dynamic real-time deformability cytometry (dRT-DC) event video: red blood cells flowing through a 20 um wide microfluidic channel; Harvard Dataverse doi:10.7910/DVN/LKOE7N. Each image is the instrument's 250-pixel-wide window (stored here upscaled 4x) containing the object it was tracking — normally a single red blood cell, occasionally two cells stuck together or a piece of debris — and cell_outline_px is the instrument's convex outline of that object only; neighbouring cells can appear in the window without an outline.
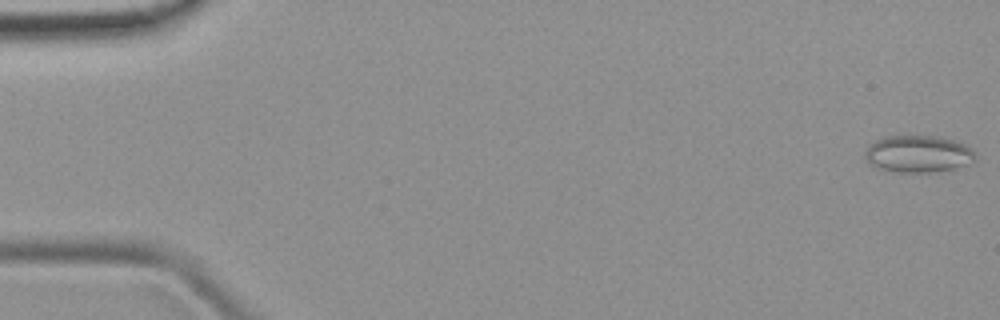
{"species": "common noctule bat (a hibernating species)", "species_latin": "Nyctalus noctula", "temperature_condition": "room temperature", "stored_images_in_passage": 49, "camera_frame_rate_fps": 3000, "um_per_image_px": 0.085, "animal": {"sex": "female", "body_mass_g": 19.9}, "frame": {"image": 1, "passage_image": 1, "time_ms": 0.0, "image_size_px": [1000, 320], "cell_outline_px": [[976, 160], [968, 164], [956, 168], [928, 172], [896, 172], [880, 168], [868, 164], [864, 156], [864, 152], [868, 144], [884, 136], [936, 136], [956, 140], [972, 148], [976, 156]], "centroid_in_image_um": [78.03, 13.07], "position_along_channel_um": 7.0, "area_um2": 24.04}}
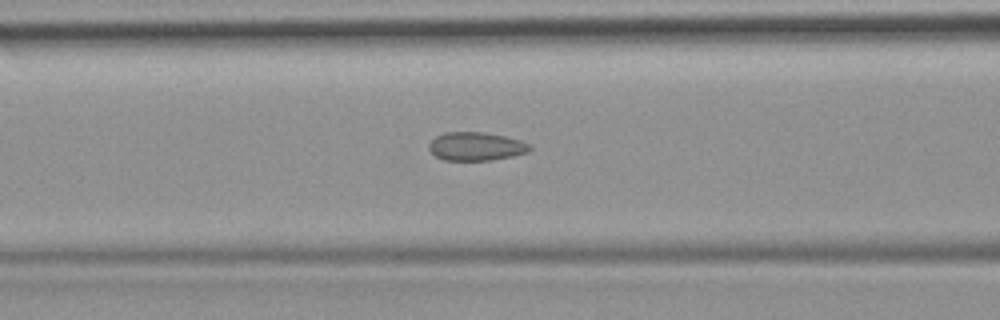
{"frame": {"image": 2, "passage_image": 20, "time_ms": 6.333, "image_size_px": [1000, 320], "cell_outline_px": [[532, 148], [528, 152], [512, 156], [492, 160], [444, 160], [436, 156], [428, 148], [428, 144], [436, 136], [444, 132], [484, 132], [504, 136], [520, 140], [532, 144]], "centroid_in_image_um": [40.48, 12.44], "position_along_channel_um": 126.1, "area_um2": 16.76}}
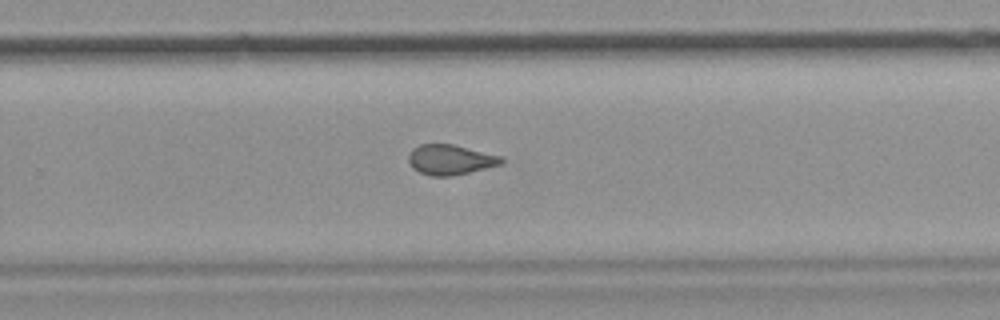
{"frame": {"image": 3, "passage_image": 32, "time_ms": 10.333, "image_size_px": [1000, 320], "cell_outline_px": [[504, 160], [500, 164], [452, 176], [432, 176], [420, 172], [412, 168], [408, 164], [408, 156], [412, 148], [420, 144], [452, 144], [500, 156]], "centroid_in_image_um": [38.2, 13.57], "position_along_channel_um": 291.6, "area_um2": 16.07}}